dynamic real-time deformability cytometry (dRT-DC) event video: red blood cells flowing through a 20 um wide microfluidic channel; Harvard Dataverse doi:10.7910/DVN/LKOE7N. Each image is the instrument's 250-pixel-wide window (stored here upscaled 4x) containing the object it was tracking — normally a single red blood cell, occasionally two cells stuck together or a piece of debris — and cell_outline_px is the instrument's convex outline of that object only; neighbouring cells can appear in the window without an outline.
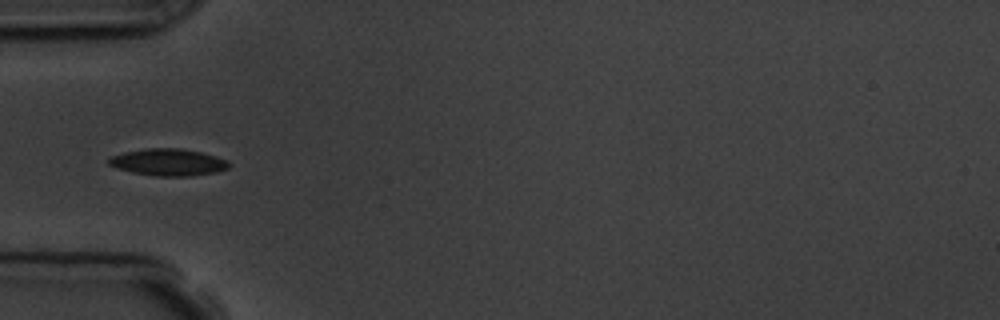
{"species": "common noctule bat (a hibernating species)", "species_latin": "Nyctalus noctula", "temperature_condition": "room temperature", "stored_images_in_passage": 7, "camera_frame_rate_fps": 3000, "um_per_image_px": 0.085, "animal": {"sex": "male", "body_mass_g": 19.5, "forearm_length_mm": 54.6}, "frame": {"image": 1, "passage_image": 4, "time_ms": 4.333, "image_size_px": [1000, 320], "cell_outline_px": [[232, 164], [228, 168], [216, 172], [192, 176], [156, 176], [132, 172], [116, 168], [108, 164], [108, 156], [124, 152], [144, 148], [180, 148], [200, 152], [216, 156], [228, 160]], "centroid_in_image_um": [14.29, 13.78], "position_along_channel_um": 70.7, "area_um2": 19.07}}
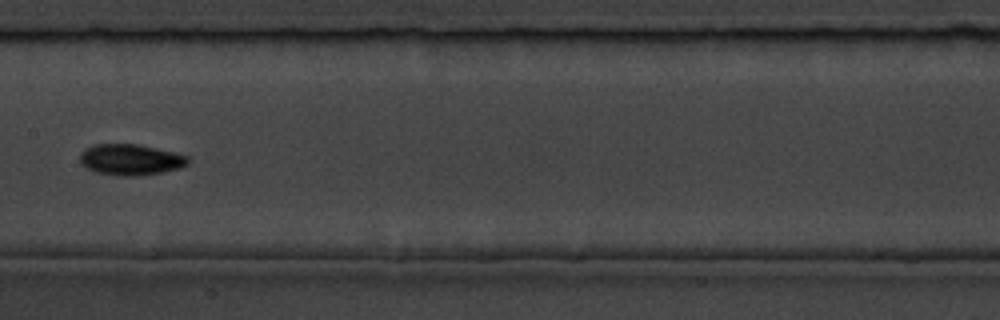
{"frame": {"image": 2, "passage_image": 7, "time_ms": 7.667, "image_size_px": [1000, 320], "cell_outline_px": [[192, 160], [188, 164], [180, 168], [160, 172], [132, 176], [116, 176], [96, 172], [80, 164], [80, 152], [84, 148], [92, 144], [136, 144], [156, 148], [188, 156]], "centroid_in_image_um": [11.07, 13.56], "position_along_channel_um": 196.3, "area_um2": 19.59}}